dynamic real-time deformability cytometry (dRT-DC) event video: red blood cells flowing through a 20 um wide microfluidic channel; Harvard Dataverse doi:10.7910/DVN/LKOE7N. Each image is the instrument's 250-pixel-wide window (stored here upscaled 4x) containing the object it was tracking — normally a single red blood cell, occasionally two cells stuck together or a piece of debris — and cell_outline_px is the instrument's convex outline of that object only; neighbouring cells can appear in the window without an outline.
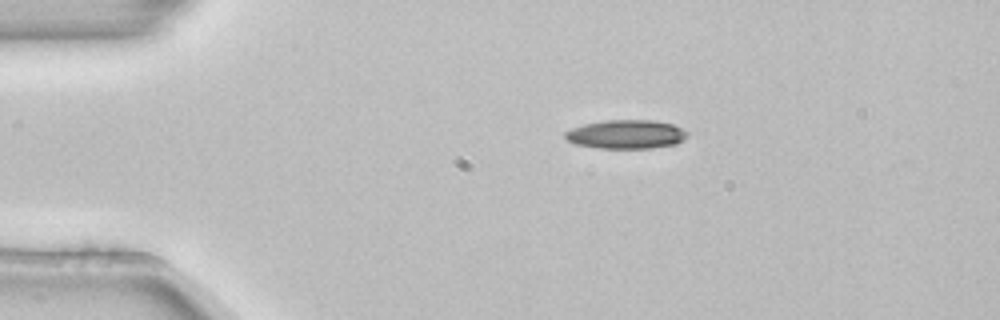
{"species": "common noctule bat (a hibernating species)", "species_latin": "Nyctalus noctula", "temperature_condition": "room temperature", "stored_images_in_passage": 3, "camera_frame_rate_fps": 3000, "um_per_image_px": 0.085, "animal": {"sex": "female", "body_mass_g": 22.7, "forearm_length_mm": 54.2}, "frame": {"image": 1, "passage_image": 1, "time_ms": 0.0, "image_size_px": [1000, 320], "cell_outline_px": [[688, 136], [676, 144], [652, 148], [600, 148], [576, 144], [568, 140], [564, 136], [564, 132], [572, 128], [584, 124], [604, 120], [652, 120], [672, 124], [688, 132]], "centroid_in_image_um": [53.22, 11.41], "position_along_channel_um": 31.8, "area_um2": 20.46}}
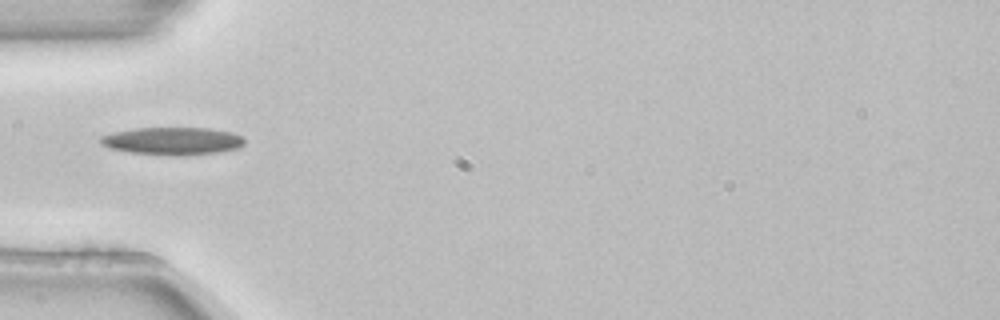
{"frame": {"image": 2, "passage_image": 3, "time_ms": 0.667, "image_size_px": [1000, 320], "cell_outline_px": [[244, 144], [240, 148], [220, 152], [188, 156], [176, 156], [132, 152], [108, 148], [100, 144], [100, 136], [112, 132], [136, 128], [208, 128], [232, 132], [240, 136], [244, 140]], "centroid_in_image_um": [14.67, 11.99], "position_along_channel_um": 70.3, "area_um2": 23.41}}